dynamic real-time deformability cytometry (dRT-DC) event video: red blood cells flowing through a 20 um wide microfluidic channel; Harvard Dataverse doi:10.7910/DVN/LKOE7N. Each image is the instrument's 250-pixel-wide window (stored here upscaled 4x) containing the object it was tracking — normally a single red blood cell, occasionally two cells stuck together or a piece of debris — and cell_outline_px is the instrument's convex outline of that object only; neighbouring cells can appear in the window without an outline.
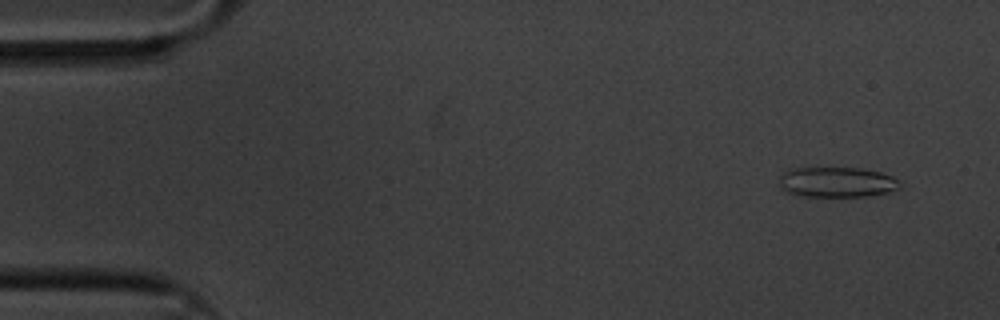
{"species": "common noctule bat (a hibernating species)", "species_latin": "Nyctalus noctula", "temperature_condition": "cold", "stored_images_in_passage": 60, "camera_frame_rate_fps": 3000, "um_per_image_px": 0.085, "animal": {"sex": "male", "body_mass_g": 20.1, "forearm_length_mm": 53.5}, "frame": {"image": 1, "passage_image": 4, "time_ms": 1.0, "image_size_px": [1000, 320], "cell_outline_px": [[904, 184], [900, 188], [888, 192], [868, 196], [804, 196], [788, 192], [780, 188], [780, 176], [784, 172], [792, 168], [864, 168], [880, 172], [892, 176], [900, 180]], "centroid_in_image_um": [71.2, 15.48], "position_along_channel_um": 13.8, "area_um2": 21.39}}
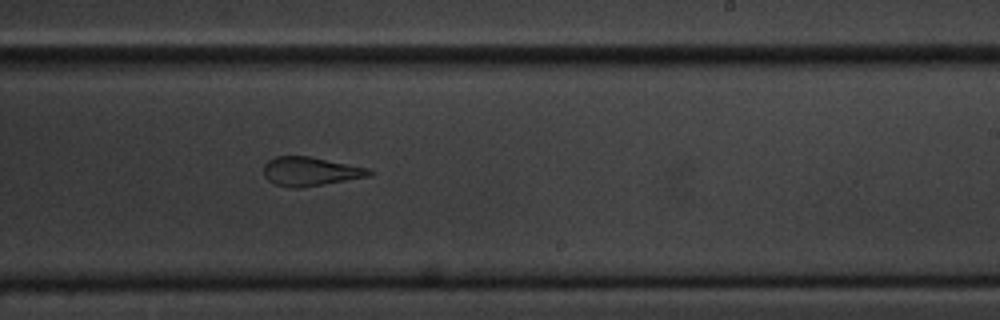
{"frame": {"image": 2, "passage_image": 36, "time_ms": 11.667, "image_size_px": [1000, 320], "cell_outline_px": [[372, 176], [300, 188], [292, 188], [276, 184], [268, 180], [264, 176], [264, 164], [268, 160], [276, 156], [308, 156], [372, 168]], "centroid_in_image_um": [26.41, 14.57], "position_along_channel_um": 262.6, "area_um2": 17.92}}
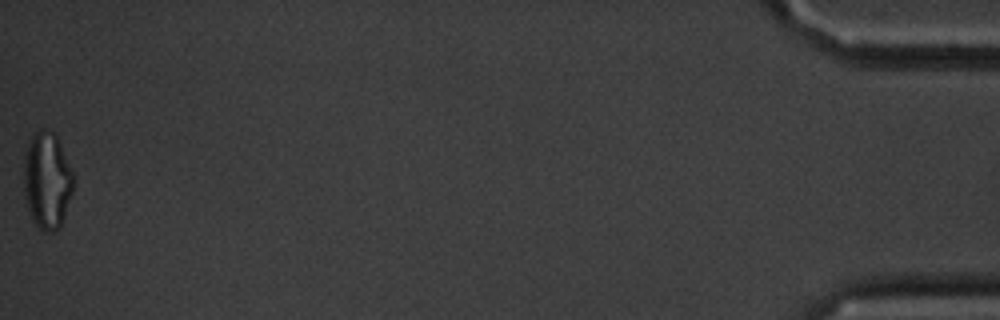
{"frame": {"image": 3, "passage_image": 60, "time_ms": 19.667, "image_size_px": [1000, 320], "cell_outline_px": [[72, 192], [60, 228], [56, 232], [44, 232], [32, 220], [24, 196], [24, 152], [32, 136], [40, 128], [44, 128], [56, 132], [72, 172]], "centroid_in_image_um": [3.98, 15.32], "position_along_channel_um": 431.2, "area_um2": 28.09}, "authors_computed_cell_mechanics": {"area_um2": 20.808, "velocity_mm_per_s": 3.3219, "shape_relaxation_time_tau1_ms": 11.1164, "shape_relaxation_time_tau2_ms": 2.1224, "deformation_change_tau1": 0.2447, "deformation_change_tau2": 0.1241}}